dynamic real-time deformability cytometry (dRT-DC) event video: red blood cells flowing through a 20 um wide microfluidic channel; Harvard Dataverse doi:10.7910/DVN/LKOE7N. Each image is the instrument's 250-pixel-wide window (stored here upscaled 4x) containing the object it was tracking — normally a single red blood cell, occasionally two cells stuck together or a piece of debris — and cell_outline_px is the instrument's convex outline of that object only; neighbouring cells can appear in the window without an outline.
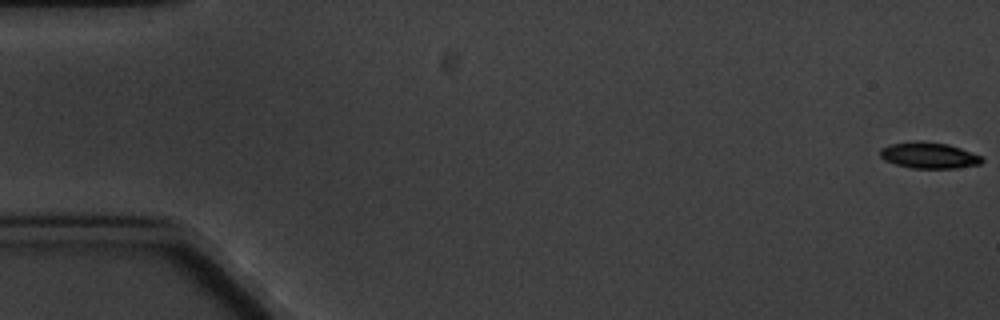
{"species": "common noctule bat (a hibernating species)", "species_latin": "Nyctalus noctula", "temperature_condition": "cold", "stored_images_in_passage": 5, "camera_frame_rate_fps": 3000, "um_per_image_px": 0.085, "animal": {"sex": "male", "body_mass_g": 20.1, "forearm_length_mm": 53.5}, "frame": {"image": 1, "passage_image": 1, "time_ms": 0.0, "image_size_px": [1000, 320], "cell_outline_px": [[984, 160], [980, 164], [956, 168], [912, 168], [896, 164], [884, 160], [880, 156], [880, 148], [892, 144], [916, 140], [920, 140], [948, 144], [960, 148], [980, 156]], "centroid_in_image_um": [78.93, 13.2], "position_along_channel_um": 6.1, "area_um2": 15.43}}
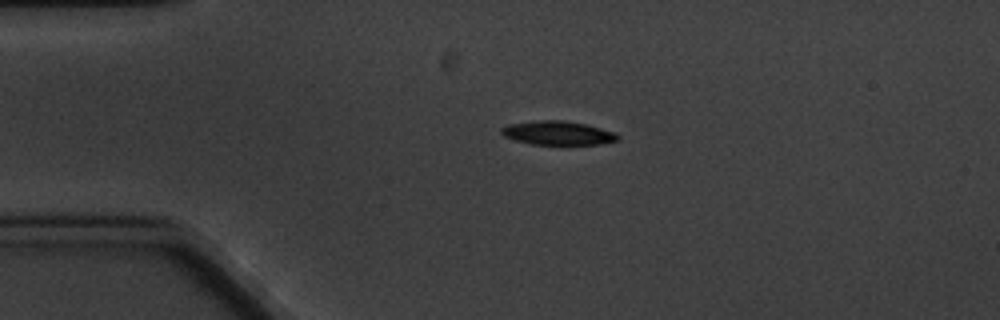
{"frame": {"image": 2, "passage_image": 4, "time_ms": 4.333, "image_size_px": [1000, 320], "cell_outline_px": [[620, 140], [600, 144], [532, 144], [516, 140], [504, 136], [500, 132], [500, 128], [508, 124], [540, 120], [564, 120], [588, 124], [612, 132], [620, 136]], "centroid_in_image_um": [47.41, 11.29], "position_along_channel_um": 37.6, "area_um2": 16.13}}